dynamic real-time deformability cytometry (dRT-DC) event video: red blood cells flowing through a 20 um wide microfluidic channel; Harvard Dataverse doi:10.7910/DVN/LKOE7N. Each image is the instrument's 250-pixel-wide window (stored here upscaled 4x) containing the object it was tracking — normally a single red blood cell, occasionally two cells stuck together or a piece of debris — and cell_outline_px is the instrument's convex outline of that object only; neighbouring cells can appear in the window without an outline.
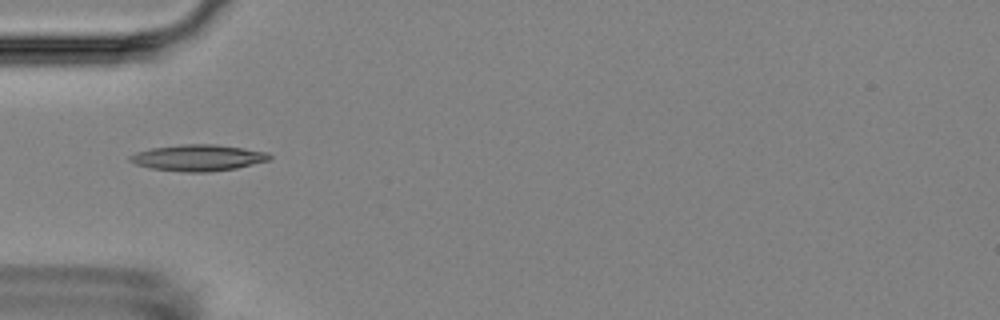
{"species": "Egyptian fruit bat (a non-hibernating species)", "species_latin": "Rousettus aegyptiacus", "temperature_condition": "room temperature", "stored_images_in_passage": 7, "camera_frame_rate_fps": 3000, "um_per_image_px": 0.085, "animal": {"sex": "female"}, "frame": {"image": 1, "passage_image": 5, "time_ms": 4.333, "image_size_px": [1000, 320], "cell_outline_px": [[272, 156], [268, 160], [236, 168], [208, 172], [184, 172], [152, 168], [136, 164], [128, 160], [128, 156], [136, 152], [152, 148], [180, 144], [216, 144], [244, 148], [268, 152]], "centroid_in_image_um": [16.83, 13.4], "position_along_channel_um": 68.2, "area_um2": 21.33}}
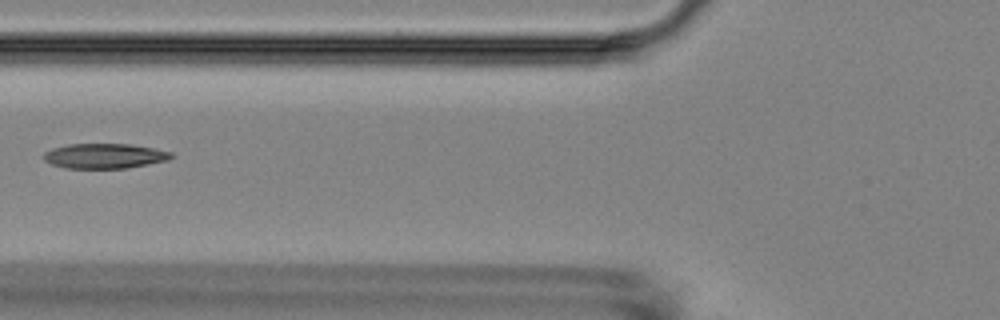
{"frame": {"image": 2, "passage_image": 6, "time_ms": 5.667, "image_size_px": [1000, 320], "cell_outline_px": [[172, 156], [168, 160], [128, 168], [64, 168], [52, 164], [44, 160], [44, 152], [52, 148], [68, 144], [132, 144], [172, 152]], "centroid_in_image_um": [8.87, 13.25], "position_along_channel_um": 116.9, "area_um2": 18.5}}